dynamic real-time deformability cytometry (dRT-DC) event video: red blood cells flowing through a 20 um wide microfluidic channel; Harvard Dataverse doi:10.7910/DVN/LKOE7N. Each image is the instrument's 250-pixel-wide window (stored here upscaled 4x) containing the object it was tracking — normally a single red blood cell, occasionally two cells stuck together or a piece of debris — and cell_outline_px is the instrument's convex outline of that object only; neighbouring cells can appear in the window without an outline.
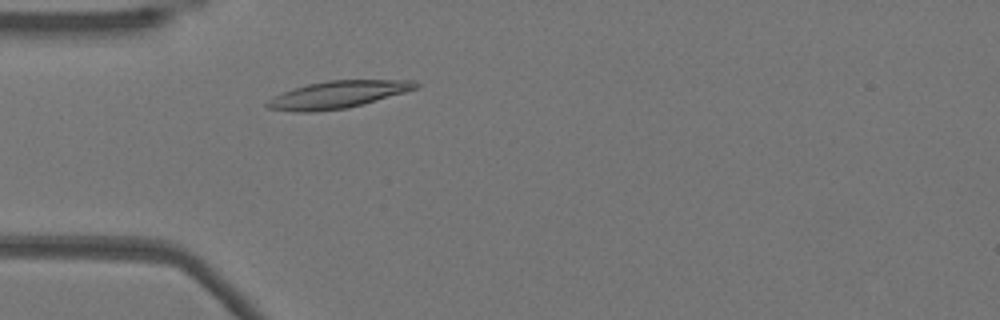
{"species": "Egyptian fruit bat (a non-hibernating species)", "species_latin": "Rousettus aegyptiacus", "temperature_condition": "warm", "stored_images_in_passage": 46, "camera_frame_rate_fps": 3000, "um_per_image_px": 0.085, "animal": {"sex": "female"}, "frame": {"image": 1, "passage_image": 9, "time_ms": 2.667, "image_size_px": [1000, 320], "cell_outline_px": [[420, 84], [416, 88], [404, 92], [360, 104], [344, 108], [316, 112], [296, 112], [268, 108], [264, 104], [272, 96], [292, 88], [308, 84], [328, 80], [412, 80]], "centroid_in_image_um": [28.62, 8.03], "position_along_channel_um": 56.4, "area_um2": 23.29}}
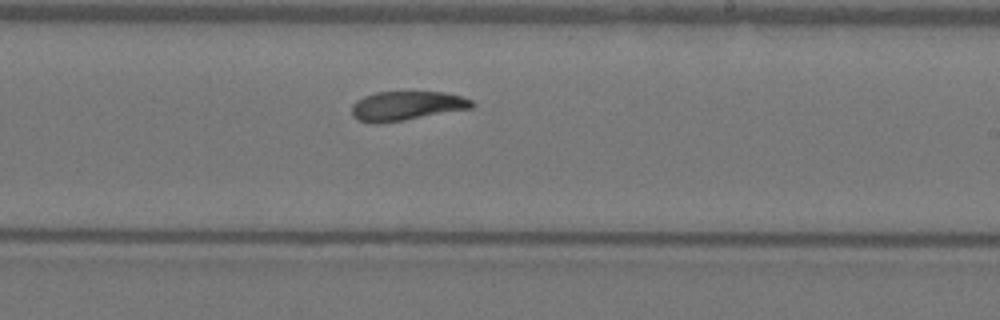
{"frame": {"image": 2, "passage_image": 25, "time_ms": 8.0, "image_size_px": [1000, 320], "cell_outline_px": [[476, 104], [472, 108], [404, 120], [380, 124], [372, 124], [360, 120], [352, 116], [352, 104], [356, 100], [364, 96], [376, 92], [444, 92], [460, 96], [472, 100]], "centroid_in_image_um": [34.54, 9.0], "position_along_channel_um": 254.5, "area_um2": 20.52}}
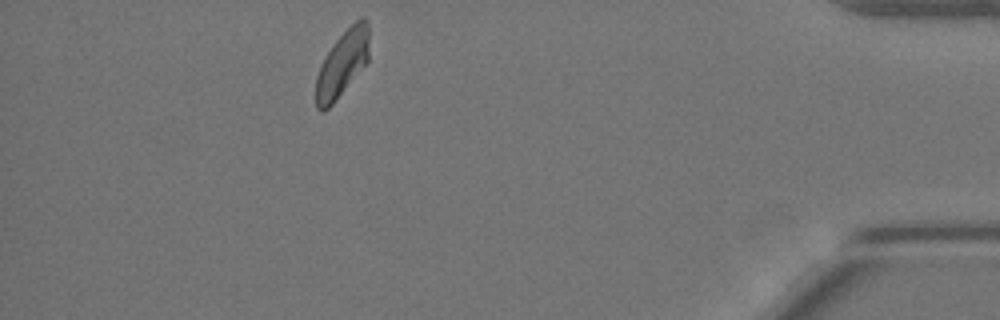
{"frame": {"image": 3, "passage_image": 41, "time_ms": 13.333, "image_size_px": [1000, 320], "cell_outline_px": [[368, 60], [332, 104], [324, 112], [320, 112], [316, 108], [316, 76], [320, 64], [336, 40], [360, 16], [364, 16], [368, 20]], "centroid_in_image_um": [29.08, 5.4], "position_along_channel_um": 406.1, "area_um2": 20.11}, "authors_computed_cell_mechanics": {"area_um2": 21.2415, "velocity_mm_per_s": 3.8154, "shape_relaxation_time_tau1_ms": 5.0554, "shape_relaxation_time_tau2_ms": 1.8409, "deformation_change_tau1": 0.1409, "deformation_change_tau2": 0.072}}